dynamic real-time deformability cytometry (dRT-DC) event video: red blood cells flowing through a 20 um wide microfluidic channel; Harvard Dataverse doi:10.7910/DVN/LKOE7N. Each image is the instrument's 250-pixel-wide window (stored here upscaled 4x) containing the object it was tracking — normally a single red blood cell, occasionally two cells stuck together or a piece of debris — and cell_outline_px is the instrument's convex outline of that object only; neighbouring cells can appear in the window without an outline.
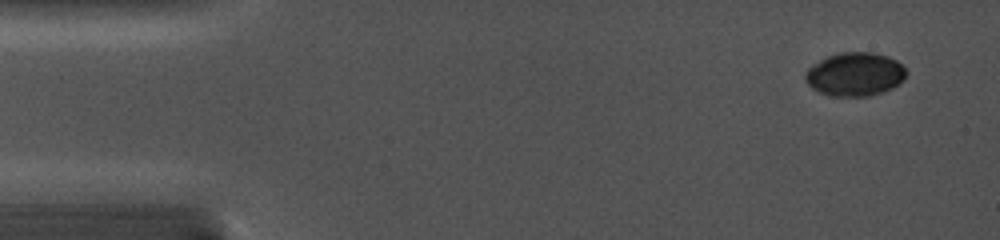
{"species": "common noctule bat (a hibernating species)", "species_latin": "Nyctalus noctula", "temperature_condition": "cold", "stored_images_in_passage": 57, "camera_frame_rate_fps": 5000, "um_per_image_px": 0.085, "animal": {"sex": "female", "body_mass_g": 19.0, "forearm_length_mm": 56.7}, "frame": {"image": 1, "passage_image": 1, "time_ms": 0.0, "image_size_px": [1000, 240], "cell_outline_px": [[908, 72], [904, 80], [900, 84], [884, 92], [868, 96], [828, 96], [812, 88], [804, 80], [804, 72], [808, 68], [820, 60], [828, 56], [840, 52], [872, 52], [888, 56], [896, 60]], "centroid_in_image_um": [72.68, 6.32], "position_along_channel_um": 12.3, "area_um2": 25.89}}
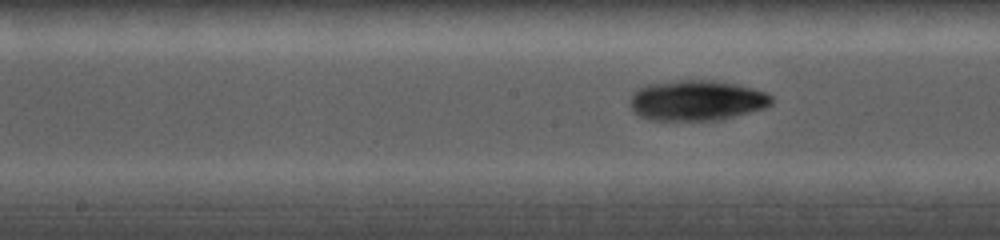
{"frame": {"image": 2, "passage_image": 23, "time_ms": 7.2, "image_size_px": [1000, 240], "cell_outline_px": [[772, 104], [764, 108], [720, 120], [648, 120], [640, 116], [628, 104], [628, 100], [632, 92], [644, 84], [680, 80], [712, 80], [736, 84], [768, 92], [772, 96]], "centroid_in_image_um": [59.19, 8.53], "position_along_channel_um": 189.0, "area_um2": 33.64}}
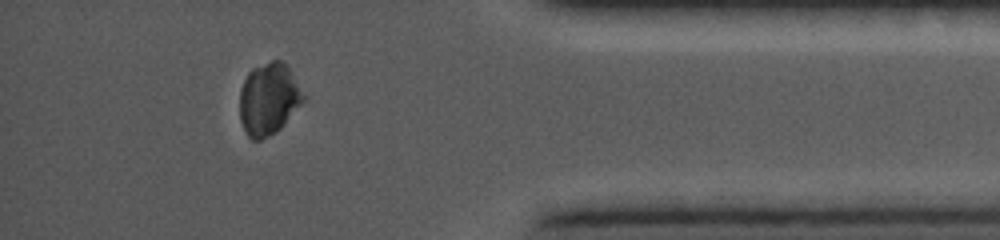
{"frame": {"image": 3, "passage_image": 50, "time_ms": 13.2, "image_size_px": [1000, 240], "cell_outline_px": [[304, 100], [280, 128], [276, 132], [260, 140], [252, 140], [244, 132], [240, 120], [240, 88], [248, 72], [252, 68], [272, 60], [280, 60], [288, 68], [304, 96]], "centroid_in_image_um": [22.78, 8.43], "position_along_channel_um": 412.4, "area_um2": 26.3}}